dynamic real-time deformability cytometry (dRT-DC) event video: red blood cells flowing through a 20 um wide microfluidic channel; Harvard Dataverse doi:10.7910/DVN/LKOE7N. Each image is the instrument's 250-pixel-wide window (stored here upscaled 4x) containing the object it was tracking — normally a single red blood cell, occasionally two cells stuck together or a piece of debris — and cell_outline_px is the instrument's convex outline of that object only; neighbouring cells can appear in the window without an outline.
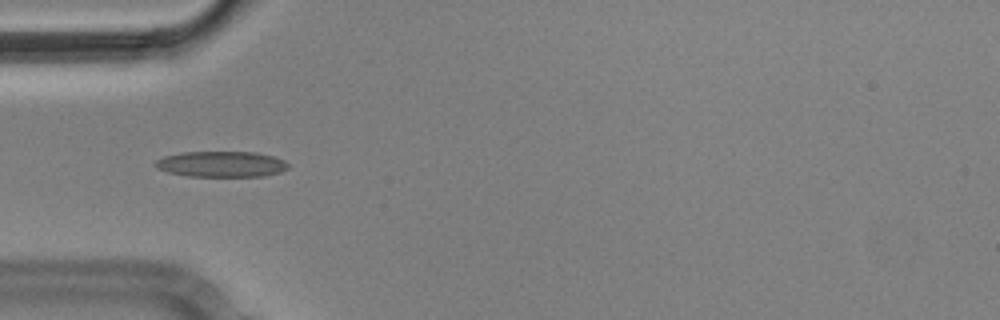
{"species": "Egyptian fruit bat (a non-hibernating species)", "species_latin": "Rousettus aegyptiacus", "temperature_condition": "cold", "stored_images_in_passage": 16, "camera_frame_rate_fps": 3000, "um_per_image_px": 0.085, "animal": {"sex": "male"}, "frame": {"image": 1, "passage_image": 3, "time_ms": 0.667, "image_size_px": [1000, 320], "cell_outline_px": [[288, 168], [280, 172], [264, 176], [188, 176], [168, 172], [156, 168], [152, 164], [156, 160], [164, 156], [184, 152], [256, 152], [272, 156], [284, 160], [288, 164]], "centroid_in_image_um": [18.79, 13.95], "position_along_channel_um": 66.2, "area_um2": 19.94}}
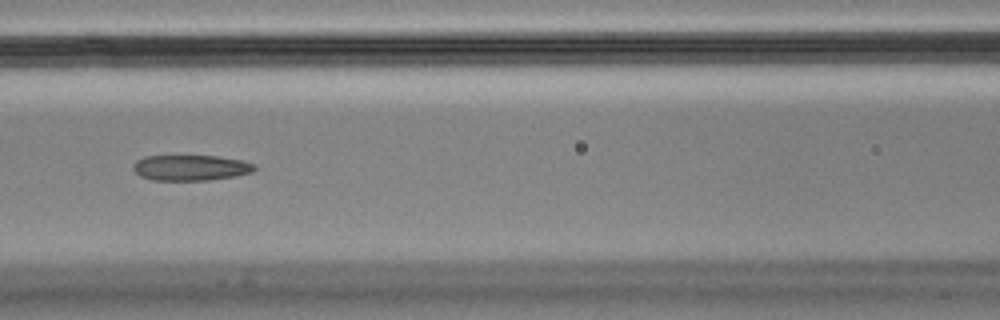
{"frame": {"image": 2, "passage_image": 10, "time_ms": 3.0, "image_size_px": [1000, 320], "cell_outline_px": [[256, 168], [252, 172], [236, 176], [208, 180], [152, 180], [140, 176], [132, 168], [132, 164], [136, 160], [144, 156], [220, 156], [240, 160], [256, 164]], "centroid_in_image_um": [16.2, 14.25], "position_along_channel_um": 150.4, "area_um2": 18.21}}